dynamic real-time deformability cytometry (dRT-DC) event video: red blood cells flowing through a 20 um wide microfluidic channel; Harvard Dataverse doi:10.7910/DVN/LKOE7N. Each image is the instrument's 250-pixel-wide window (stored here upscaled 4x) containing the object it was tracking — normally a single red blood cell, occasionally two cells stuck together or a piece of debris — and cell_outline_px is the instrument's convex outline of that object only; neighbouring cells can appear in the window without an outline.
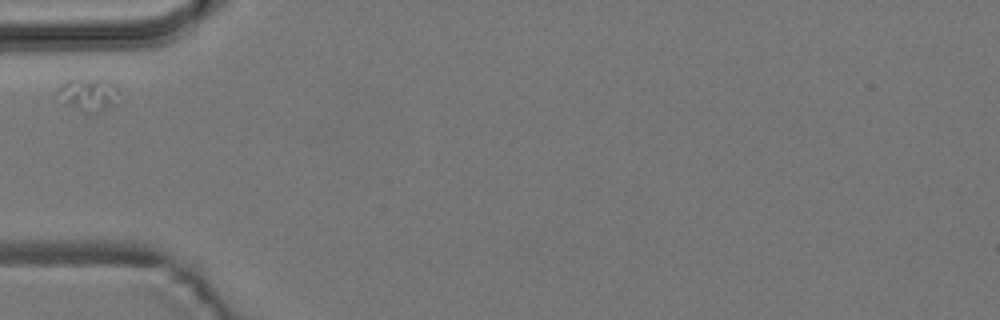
{"species": "common noctule bat (a hibernating species)", "species_latin": "Nyctalus noctula", "temperature_condition": "room temperature", "stored_images_in_passage": 1, "camera_frame_rate_fps": 3000, "um_per_image_px": 0.085, "animal": {"sex": "male", "body_mass_g": 19.2, "forearm_length_mm": 51.8}, "frame": {"image": 1, "passage_image": 1, "time_ms": 0.0, "image_size_px": [1000, 320], "cell_outline_px": [[120, 92], [116, 104], [96, 112], [84, 112], [64, 104], [56, 92], [56, 88], [60, 84], [68, 80], [108, 80], [116, 84]], "centroid_in_image_um": [7.53, 8.03], "position_along_channel_um": 77.5, "area_um2": 11.79}}